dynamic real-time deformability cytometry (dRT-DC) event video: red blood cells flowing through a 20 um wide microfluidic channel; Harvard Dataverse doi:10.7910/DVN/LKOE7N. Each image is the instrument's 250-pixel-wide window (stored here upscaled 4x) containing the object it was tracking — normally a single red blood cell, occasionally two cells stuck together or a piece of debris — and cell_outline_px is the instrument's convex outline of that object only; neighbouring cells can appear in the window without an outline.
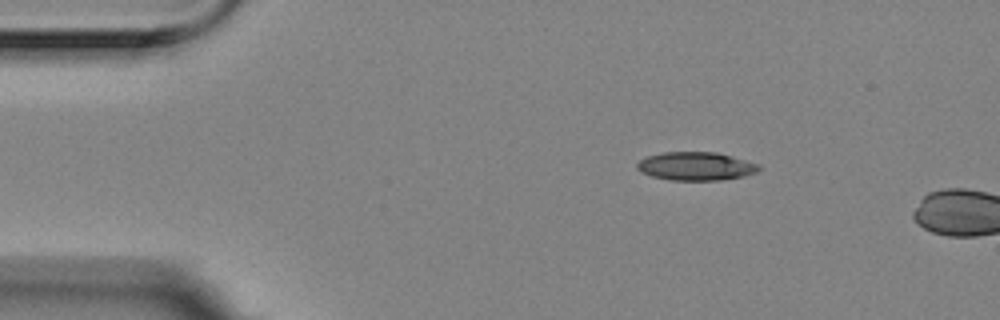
{"species": "Egyptian fruit bat (a non-hibernating species)", "species_latin": "Rousettus aegyptiacus", "temperature_condition": "room temperature", "stored_images_in_passage": 4, "camera_frame_rate_fps": 3000, "um_per_image_px": 0.085, "animal": {"sex": "female"}, "frame": {"image": 1, "passage_image": 3, "time_ms": 0.667, "image_size_px": [1000, 320], "cell_outline_px": [[760, 168], [756, 172], [744, 176], [720, 180], [672, 180], [652, 176], [640, 172], [636, 168], [636, 164], [644, 156], [664, 152], [716, 152], [760, 164]], "centroid_in_image_um": [59.11, 14.12], "position_along_channel_um": 25.9, "area_um2": 20.17}}